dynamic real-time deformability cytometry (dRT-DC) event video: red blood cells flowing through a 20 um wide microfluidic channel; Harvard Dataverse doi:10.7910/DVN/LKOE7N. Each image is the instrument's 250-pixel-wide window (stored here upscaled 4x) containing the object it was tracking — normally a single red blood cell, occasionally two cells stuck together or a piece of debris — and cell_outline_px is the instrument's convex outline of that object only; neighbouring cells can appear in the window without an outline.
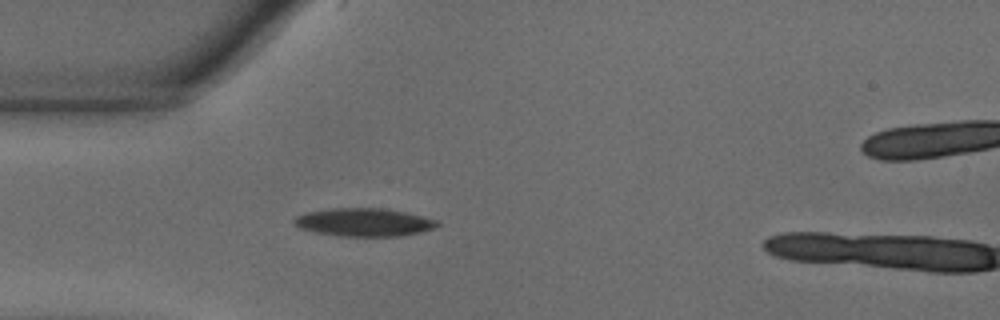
{"species": "common noctule bat (a hibernating species)", "species_latin": "Nyctalus noctula", "temperature_condition": "warm", "stored_images_in_passage": 2, "camera_frame_rate_fps": 3000, "um_per_image_px": 0.085, "animal": {"sex": "male", "body_mass_g": 18.8}, "frame": {"image": 1, "passage_image": 1, "time_ms": 0.0, "image_size_px": [1000, 320], "cell_outline_px": [[440, 224], [436, 228], [420, 232], [400, 236], [340, 236], [316, 232], [300, 228], [292, 224], [292, 220], [296, 216], [308, 212], [332, 208], [380, 208], [404, 212], [436, 220]], "centroid_in_image_um": [30.91, 18.89], "position_along_channel_um": 54.1, "area_um2": 23.29}}